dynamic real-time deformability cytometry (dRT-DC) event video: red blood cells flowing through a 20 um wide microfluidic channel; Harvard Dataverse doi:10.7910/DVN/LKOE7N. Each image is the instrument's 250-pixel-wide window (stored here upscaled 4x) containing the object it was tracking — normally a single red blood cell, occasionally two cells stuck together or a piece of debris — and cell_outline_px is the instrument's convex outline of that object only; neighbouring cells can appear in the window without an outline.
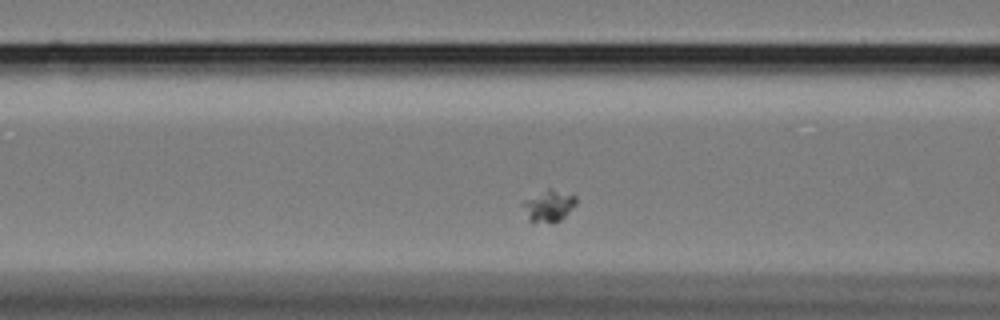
{"species": "Egyptian fruit bat (a non-hibernating species)", "species_latin": "Rousettus aegyptiacus", "temperature_condition": "cold", "stored_images_in_passage": 54, "segment_of_instrument_passage": [2, 3], "camera_frame_rate_fps": 3000, "um_per_image_px": 0.085, "animal": {"sex": "female"}, "frame": {"image": 1, "passage_image": 16, "time_ms": 5.0, "image_size_px": [1000, 320], "cell_outline_px": [[576, 204], [560, 220], [532, 224], [528, 220], [520, 204], [520, 200], [548, 188], [552, 188], [576, 196]], "centroid_in_image_um": [46.55, 17.48], "position_along_channel_um": 120.1, "area_um2": 10.12}}
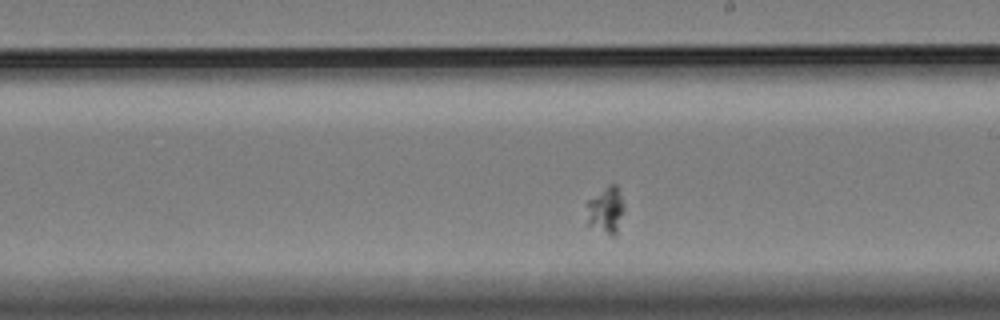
{"frame": {"image": 2, "passage_image": 27, "time_ms": 8.667, "image_size_px": [1000, 320], "cell_outline_px": [[624, 208], [616, 236], [612, 236], [588, 224], [588, 200], [608, 184], [616, 184], [620, 192], [624, 204]], "centroid_in_image_um": [51.54, 17.83], "position_along_channel_um": 237.5, "area_um2": 10.0}}
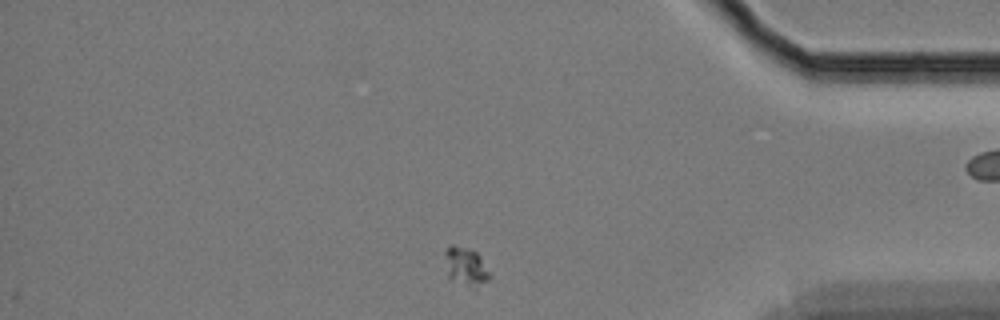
{"frame": {"image": 3, "passage_image": 44, "time_ms": 14.333, "image_size_px": [1000, 320], "cell_outline_px": [[492, 276], [476, 292], [472, 292], [448, 276], [444, 252], [448, 244], [452, 244], [468, 248], [476, 252], [480, 256]], "centroid_in_image_um": [39.63, 22.73], "position_along_channel_um": 395.6, "area_um2": 10.64}}